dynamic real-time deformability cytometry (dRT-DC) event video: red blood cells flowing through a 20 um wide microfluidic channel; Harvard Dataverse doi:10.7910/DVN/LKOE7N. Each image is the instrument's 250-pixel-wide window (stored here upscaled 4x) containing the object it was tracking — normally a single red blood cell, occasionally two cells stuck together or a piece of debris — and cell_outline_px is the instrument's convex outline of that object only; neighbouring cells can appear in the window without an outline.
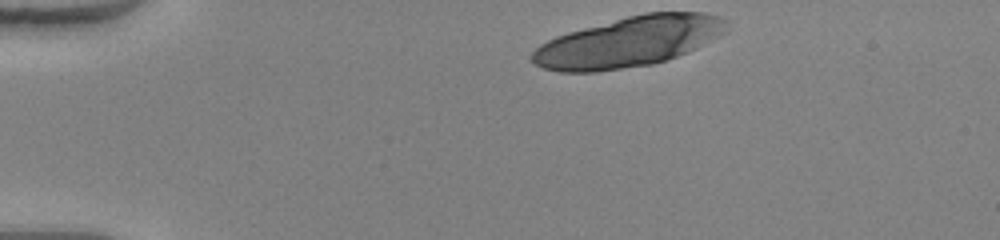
{"species": "human", "species_latin": "Homo sapiens", "temperature_condition": "warm", "stored_images_in_passage": 11, "camera_frame_rate_fps": 3000, "um_per_image_px": 0.085, "donor": {"sex": "female"}, "frame": {"image": 1, "passage_image": 1, "time_ms": 0.0, "image_size_px": [1000, 240], "cell_outline_px": [[728, 32], [688, 52], [652, 64], [596, 72], [560, 72], [544, 68], [528, 60], [528, 56], [540, 44], [556, 36], [568, 32], [628, 16], [644, 12], [704, 12], [720, 16], [728, 20]], "centroid_in_image_um": [53.46, 3.55], "position_along_channel_um": 31.5, "area_um2": 57.16}}